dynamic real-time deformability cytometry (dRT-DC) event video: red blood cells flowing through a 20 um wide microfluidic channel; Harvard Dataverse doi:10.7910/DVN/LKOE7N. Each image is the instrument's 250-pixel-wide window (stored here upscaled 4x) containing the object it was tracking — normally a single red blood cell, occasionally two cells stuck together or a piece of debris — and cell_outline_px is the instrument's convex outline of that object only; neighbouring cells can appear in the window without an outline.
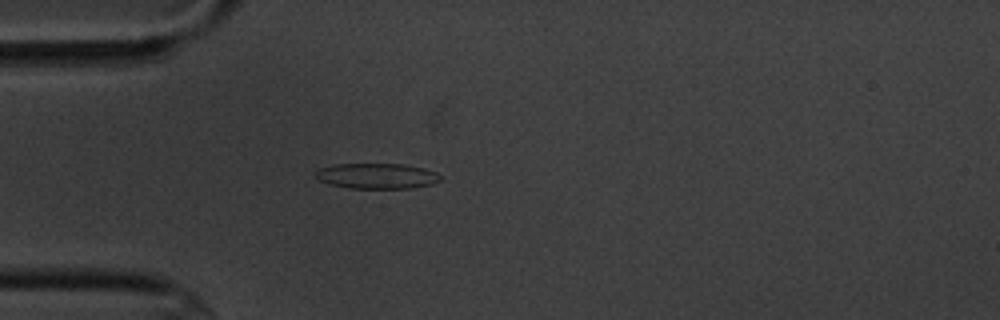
{"species": "common noctule bat (a hibernating species)", "species_latin": "Nyctalus noctula", "temperature_condition": "cold", "stored_images_in_passage": 1, "camera_frame_rate_fps": 3000, "um_per_image_px": 0.085, "animal": {"sex": "male", "body_mass_g": 20.1, "forearm_length_mm": 53.5}, "frame": {"image": 1, "passage_image": 1, "time_ms": 0.0, "image_size_px": [1000, 320], "cell_outline_px": [[440, 180], [432, 184], [408, 188], [348, 188], [328, 184], [320, 180], [316, 176], [316, 172], [320, 168], [336, 164], [400, 164], [424, 168], [436, 172], [440, 176]], "centroid_in_image_um": [32.02, 14.96], "position_along_channel_um": 53.0, "area_um2": 18.32}}